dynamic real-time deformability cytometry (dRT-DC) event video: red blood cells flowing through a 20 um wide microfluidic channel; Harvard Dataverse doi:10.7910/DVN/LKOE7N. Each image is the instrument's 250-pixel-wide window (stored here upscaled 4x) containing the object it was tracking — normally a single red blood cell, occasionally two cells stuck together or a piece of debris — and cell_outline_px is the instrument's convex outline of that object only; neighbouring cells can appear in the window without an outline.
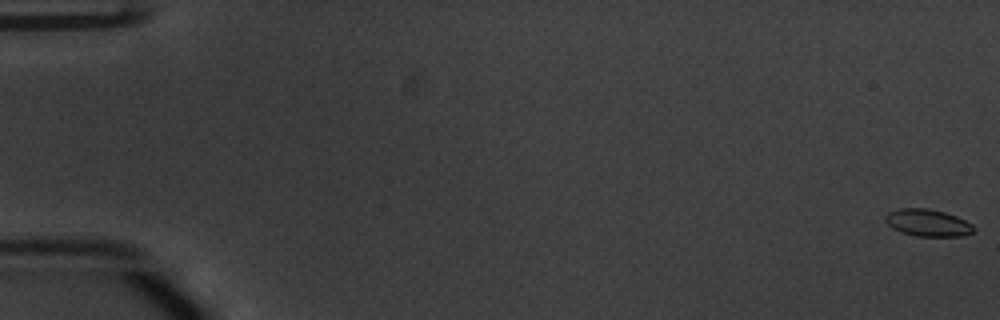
{"species": "common noctule bat (a hibernating species)", "species_latin": "Nyctalus noctula", "temperature_condition": "warm", "stored_images_in_passage": 55, "camera_frame_rate_fps": 3000, "um_per_image_px": 0.085, "animal": {"sex": "male", "body_mass_g": 20.1, "forearm_length_mm": 53.5}, "frame": {"image": 1, "passage_image": 1, "time_ms": 0.0, "image_size_px": [1000, 320], "cell_outline_px": [[976, 228], [972, 232], [960, 236], [916, 236], [900, 232], [892, 228], [884, 220], [884, 216], [888, 212], [900, 208], [928, 208], [944, 212], [956, 216], [972, 224]], "centroid_in_image_um": [78.83, 18.93], "position_along_channel_um": 6.2, "area_um2": 13.99}}
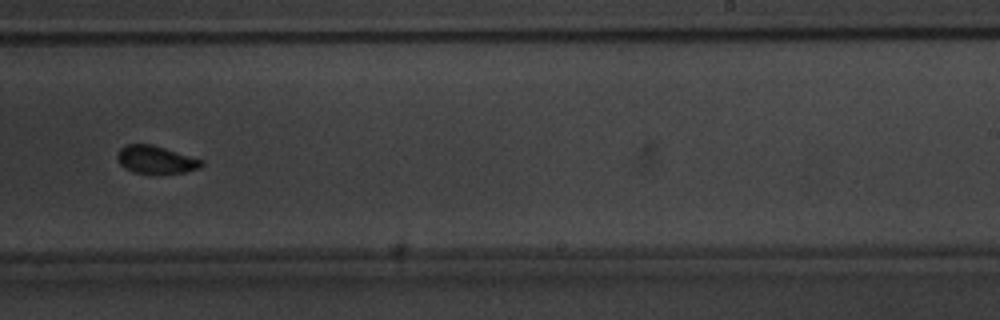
{"frame": {"image": 2, "passage_image": 35, "time_ms": 11.333, "image_size_px": [1000, 320], "cell_outline_px": [[204, 164], [200, 168], [184, 172], [136, 172], [124, 168], [120, 164], [116, 156], [116, 152], [124, 144], [152, 144], [204, 160]], "centroid_in_image_um": [13.23, 13.54], "position_along_channel_um": 275.8, "area_um2": 13.47}}
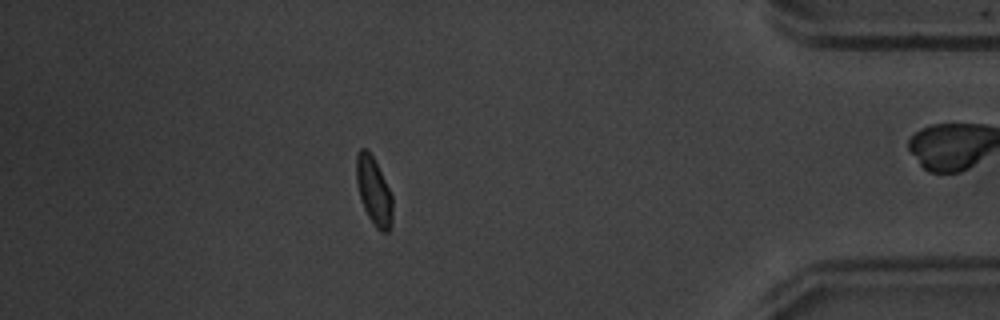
{"frame": {"image": 3, "passage_image": 48, "time_ms": 15.667, "image_size_px": [1000, 320], "cell_outline_px": [[392, 224], [388, 232], [380, 232], [376, 228], [368, 216], [364, 208], [360, 196], [356, 180], [356, 156], [360, 148], [364, 148], [372, 156], [392, 196]], "centroid_in_image_um": [31.77, 16.29], "position_along_channel_um": 403.4, "area_um2": 13.99}, "authors_computed_cell_mechanics": {"area_um2": 14.2188, "velocity_mm_per_s": 3.8375, "shape_relaxation_time_tau1_ms": 2.6437, "shape_relaxation_time_tau2_ms": 0.831, "deformation_change_tau1": 0.0987, "deformation_change_tau2": 0.0339}}